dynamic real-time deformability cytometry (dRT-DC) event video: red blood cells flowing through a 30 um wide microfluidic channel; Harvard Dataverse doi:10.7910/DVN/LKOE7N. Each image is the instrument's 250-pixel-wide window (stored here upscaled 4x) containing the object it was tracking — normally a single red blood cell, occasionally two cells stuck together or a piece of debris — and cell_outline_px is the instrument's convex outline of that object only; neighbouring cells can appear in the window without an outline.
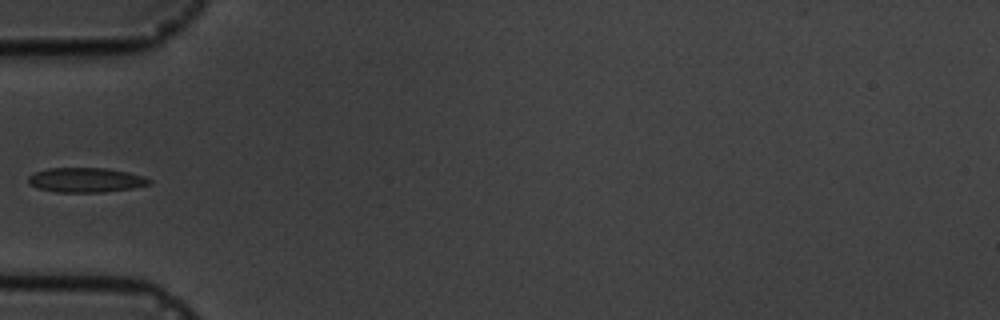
{"species": "common noctule bat (a hibernating species)", "species_latin": "Nyctalus noctula", "temperature_condition": "cold", "stored_images_in_passage": 10, "camera_frame_rate_fps": 3000, "um_per_image_px": 0.085, "animal": {"sex": "male", "body_mass_g": 19.5, "forearm_length_mm": 54.6}, "frame": {"image": 1, "passage_image": 6, "time_ms": 5.667, "image_size_px": [1000, 320], "cell_outline_px": [[152, 184], [132, 188], [104, 192], [56, 192], [40, 188], [28, 184], [28, 176], [36, 172], [48, 168], [108, 168], [128, 172], [144, 176], [152, 180]], "centroid_in_image_um": [7.33, 15.3], "position_along_channel_um": 77.7, "area_um2": 17.4}}
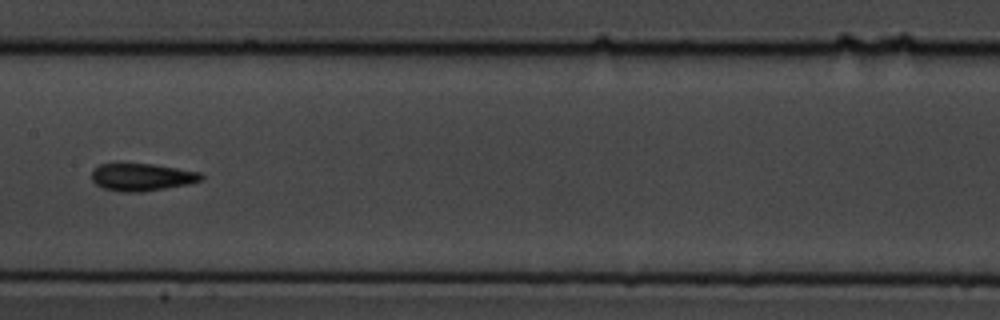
{"frame": {"image": 2, "passage_image": 9, "time_ms": 9.0, "image_size_px": [1000, 320], "cell_outline_px": [[204, 180], [188, 184], [140, 192], [120, 192], [104, 188], [96, 184], [92, 180], [92, 168], [100, 164], [152, 164], [200, 172], [204, 176]], "centroid_in_image_um": [12.06, 15.05], "position_along_channel_um": 195.3, "area_um2": 17.46}}
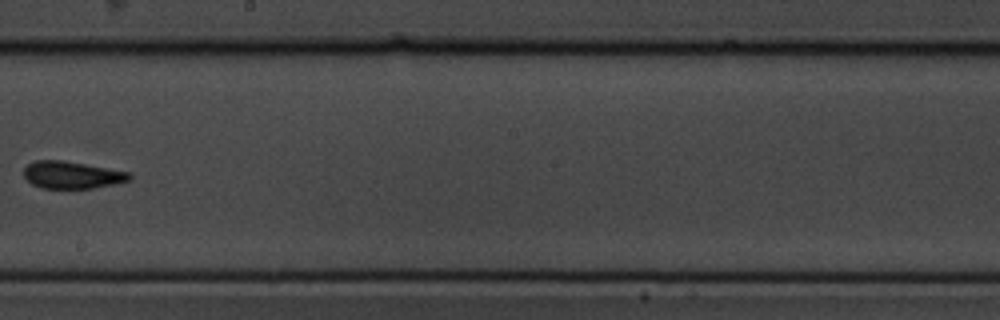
{"frame": {"image": 3, "passage_image": 10, "time_ms": 10.333, "image_size_px": [1000, 320], "cell_outline_px": [[132, 180], [116, 184], [96, 188], [40, 188], [32, 184], [24, 176], [24, 168], [28, 164], [36, 160], [64, 160], [128, 172], [132, 176]], "centroid_in_image_um": [6.13, 14.87], "position_along_channel_um": 242.1, "area_um2": 16.82}}